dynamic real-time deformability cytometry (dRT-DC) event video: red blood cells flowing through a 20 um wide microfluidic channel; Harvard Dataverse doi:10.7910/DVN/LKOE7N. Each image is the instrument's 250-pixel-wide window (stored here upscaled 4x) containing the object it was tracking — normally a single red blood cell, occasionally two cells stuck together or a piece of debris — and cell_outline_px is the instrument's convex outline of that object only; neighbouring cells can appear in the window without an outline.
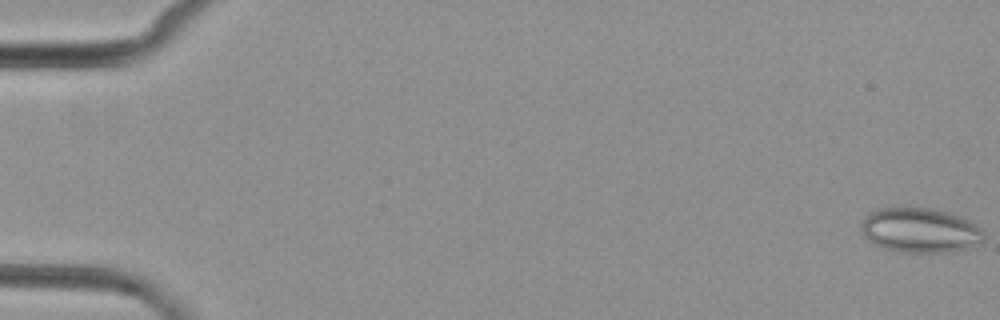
{"species": "common noctule bat (a hibernating species)", "species_latin": "Nyctalus noctula", "temperature_condition": "cold", "stored_images_in_passage": 6, "camera_frame_rate_fps": 3000, "um_per_image_px": 0.085, "animal": {"sex": "female", "body_mass_g": 29.2, "forearm_length_mm": 56.3}, "frame": {"image": 1, "passage_image": 1, "time_ms": 0.0, "image_size_px": [1000, 320], "cell_outline_px": [[984, 240], [964, 248], [948, 252], [900, 252], [884, 248], [868, 240], [864, 236], [860, 228], [860, 220], [868, 212], [880, 208], [908, 204], [948, 212], [968, 220], [976, 224], [980, 228], [984, 236]], "centroid_in_image_um": [78.11, 19.52], "position_along_channel_um": 6.9, "area_um2": 32.48}}